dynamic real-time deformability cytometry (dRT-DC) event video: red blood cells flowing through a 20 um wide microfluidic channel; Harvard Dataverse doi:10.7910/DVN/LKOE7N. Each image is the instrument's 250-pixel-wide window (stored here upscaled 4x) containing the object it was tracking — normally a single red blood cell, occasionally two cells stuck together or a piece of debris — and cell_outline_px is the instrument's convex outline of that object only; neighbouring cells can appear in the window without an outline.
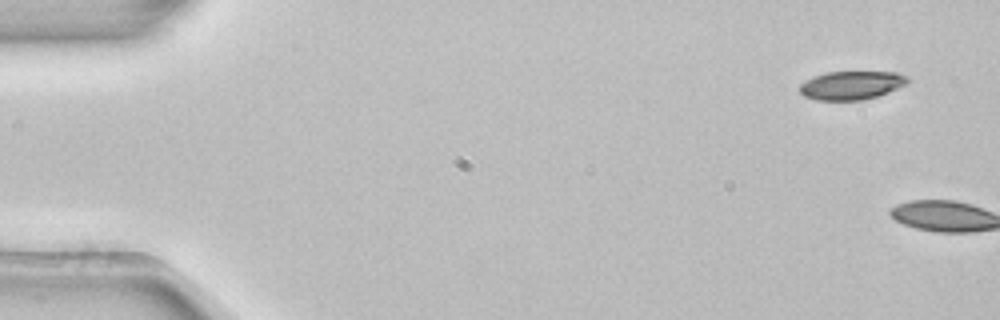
{"species": "common noctule bat (a hibernating species)", "species_latin": "Nyctalus noctula", "temperature_condition": "room temperature", "stored_images_in_passage": 6, "camera_frame_rate_fps": 3000, "um_per_image_px": 0.085, "animal": {"sex": "female", "body_mass_g": 22.7, "forearm_length_mm": 54.2}, "frame": {"image": 1, "passage_image": 1, "time_ms": 0.0, "image_size_px": [1000, 320], "cell_outline_px": [[908, 84], [888, 92], [864, 100], [816, 100], [804, 96], [800, 92], [800, 84], [824, 72], [900, 72], [908, 76]], "centroid_in_image_um": [72.41, 7.25], "position_along_channel_um": 12.6, "area_um2": 17.92}}
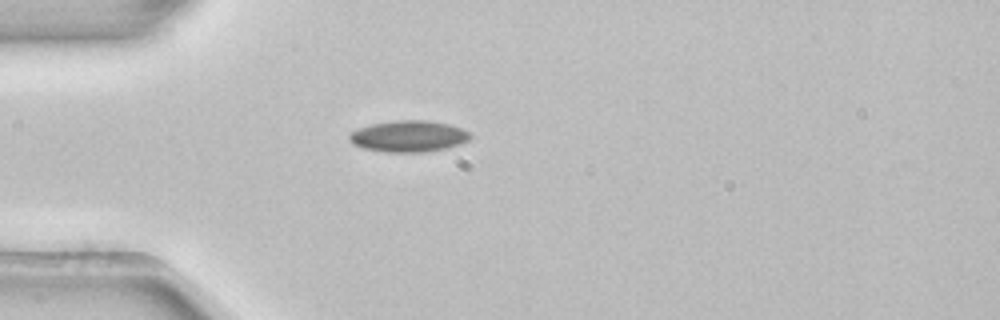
{"frame": {"image": 2, "passage_image": 6, "time_ms": 1.667, "image_size_px": [1000, 320], "cell_outline_px": [[472, 136], [468, 140], [460, 144], [444, 148], [424, 152], [388, 152], [364, 148], [356, 144], [348, 136], [352, 132], [360, 128], [372, 124], [396, 120], [428, 120], [448, 124], [472, 132]], "centroid_in_image_um": [34.8, 11.57], "position_along_channel_um": 50.2, "area_um2": 21.79}}